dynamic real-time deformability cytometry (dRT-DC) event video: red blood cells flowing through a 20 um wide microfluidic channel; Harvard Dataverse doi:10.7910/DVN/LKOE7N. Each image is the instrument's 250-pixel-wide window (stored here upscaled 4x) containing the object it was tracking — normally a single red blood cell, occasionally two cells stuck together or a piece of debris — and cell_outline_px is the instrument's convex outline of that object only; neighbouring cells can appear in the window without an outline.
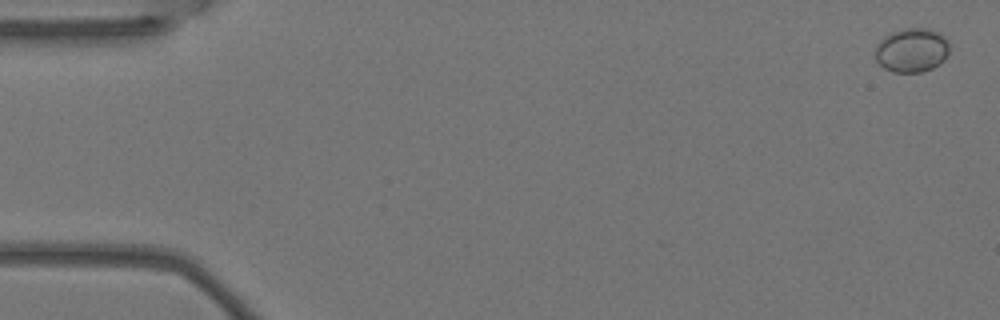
{"species": "Egyptian fruit bat (a non-hibernating species)", "species_latin": "Rousettus aegyptiacus", "temperature_condition": "warm", "stored_images_in_passage": 6, "segment_of_instrument_passage": [1, 2], "camera_frame_rate_fps": 3000, "um_per_image_px": 0.085, "animal": {"sex": "female"}, "frame": {"image": 1, "passage_image": 1, "time_ms": 0.0, "image_size_px": [1000, 320], "cell_outline_px": [[948, 52], [944, 60], [940, 64], [932, 68], [920, 72], [892, 72], [884, 68], [876, 60], [876, 48], [880, 40], [884, 36], [892, 32], [904, 28], [928, 28], [940, 32], [948, 40]], "centroid_in_image_um": [77.51, 4.26], "position_along_channel_um": 7.5, "area_um2": 19.13}}